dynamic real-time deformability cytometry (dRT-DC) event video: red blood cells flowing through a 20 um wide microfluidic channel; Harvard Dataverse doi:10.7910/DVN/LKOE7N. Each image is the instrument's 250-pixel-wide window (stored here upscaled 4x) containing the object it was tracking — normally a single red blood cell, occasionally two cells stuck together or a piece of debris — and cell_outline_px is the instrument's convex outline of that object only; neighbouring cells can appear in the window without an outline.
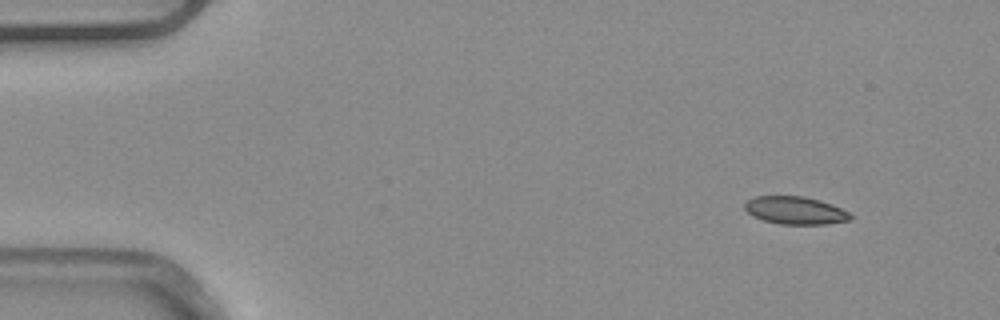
{"species": "common noctule bat (a hibernating species)", "species_latin": "Nyctalus noctula", "temperature_condition": "warm", "stored_images_in_passage": 4, "camera_frame_rate_fps": 3000, "um_per_image_px": 0.085, "animal": {"sex": "male", "body_mass_g": 20.4}, "frame": {"image": 1, "passage_image": 1, "time_ms": 0.0, "image_size_px": [1000, 320], "cell_outline_px": [[852, 220], [824, 224], [780, 224], [764, 220], [752, 216], [744, 208], [744, 204], [748, 200], [756, 196], [804, 196], [820, 200], [832, 204], [848, 212], [852, 216]], "centroid_in_image_um": [67.6, 17.88], "position_along_channel_um": 17.4, "area_um2": 17.05}}
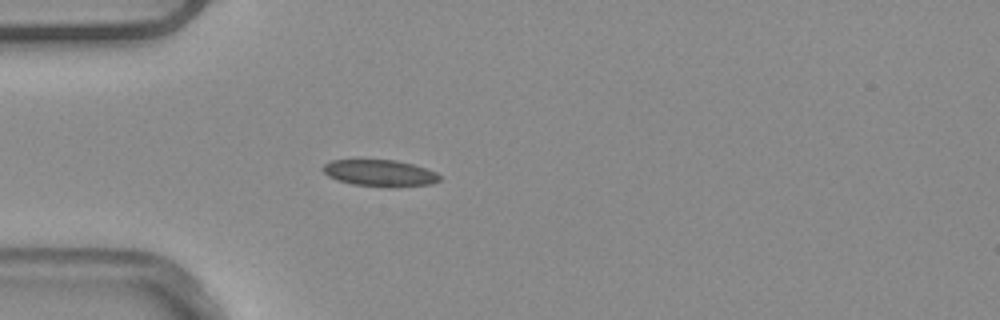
{"frame": {"image": 2, "passage_image": 4, "time_ms": 1.0, "image_size_px": [1000, 320], "cell_outline_px": [[440, 180], [432, 184], [400, 188], [388, 188], [352, 184], [336, 180], [328, 176], [320, 168], [324, 164], [332, 160], [396, 160], [412, 164], [436, 172], [440, 176]], "centroid_in_image_um": [32.29, 14.74], "position_along_channel_um": 52.7, "area_um2": 18.44}}